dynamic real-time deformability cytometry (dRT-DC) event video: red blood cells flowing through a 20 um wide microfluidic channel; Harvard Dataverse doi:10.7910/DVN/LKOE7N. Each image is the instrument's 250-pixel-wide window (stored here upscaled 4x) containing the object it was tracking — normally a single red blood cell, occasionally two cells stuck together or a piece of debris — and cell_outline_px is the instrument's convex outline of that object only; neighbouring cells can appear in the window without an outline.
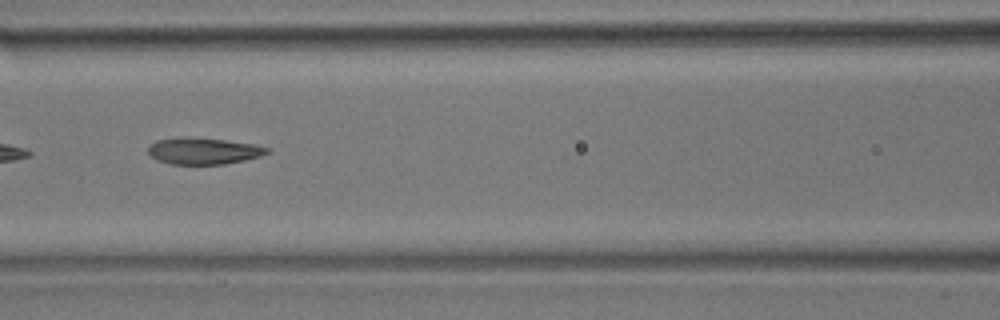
{"species": "common noctule bat (a hibernating species)", "species_latin": "Nyctalus noctula", "temperature_condition": "room temperature", "stored_images_in_passage": 29, "camera_frame_rate_fps": 3000, "um_per_image_px": 0.085, "animal": {"sex": "male", "body_mass_g": 17.9}, "frame": {"image": 1, "passage_image": 21, "time_ms": 6.667, "image_size_px": [1000, 320], "cell_outline_px": [[272, 148], [268, 152], [260, 156], [244, 160], [224, 164], [168, 164], [156, 160], [148, 152], [148, 148], [156, 140], [224, 140], [256, 144]], "centroid_in_image_um": [17.37, 12.88], "position_along_channel_um": 149.2, "area_um2": 17.51}}